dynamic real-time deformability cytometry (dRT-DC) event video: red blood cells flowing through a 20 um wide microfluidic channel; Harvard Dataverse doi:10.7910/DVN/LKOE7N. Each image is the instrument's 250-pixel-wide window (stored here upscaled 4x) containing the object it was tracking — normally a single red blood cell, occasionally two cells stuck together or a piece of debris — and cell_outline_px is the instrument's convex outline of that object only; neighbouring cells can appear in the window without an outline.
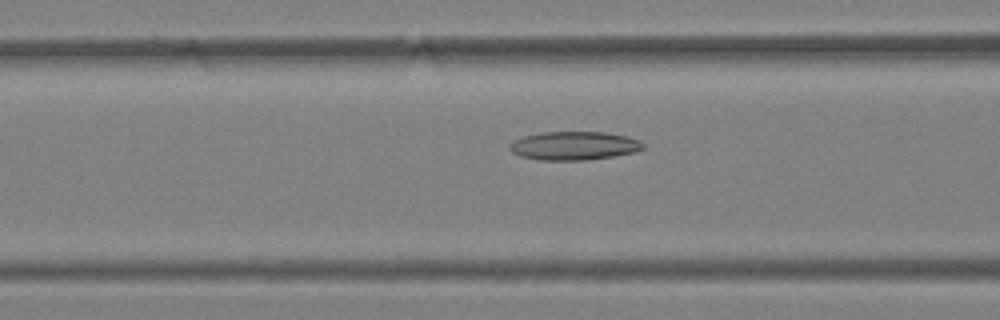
{"species": "Egyptian fruit bat (a non-hibernating species)", "species_latin": "Rousettus aegyptiacus", "temperature_condition": "warm", "stored_images_in_passage": 50, "camera_frame_rate_fps": 3000, "um_per_image_px": 0.085, "animal": {"sex": "female"}, "frame": {"image": 1, "passage_image": 21, "time_ms": 6.667, "image_size_px": [1000, 320], "cell_outline_px": [[644, 148], [636, 152], [588, 160], [540, 160], [520, 156], [512, 152], [508, 148], [508, 144], [524, 136], [540, 132], [604, 132], [628, 136], [640, 140], [644, 144]], "centroid_in_image_um": [48.8, 12.39], "position_along_channel_um": 117.8, "area_um2": 22.31}}
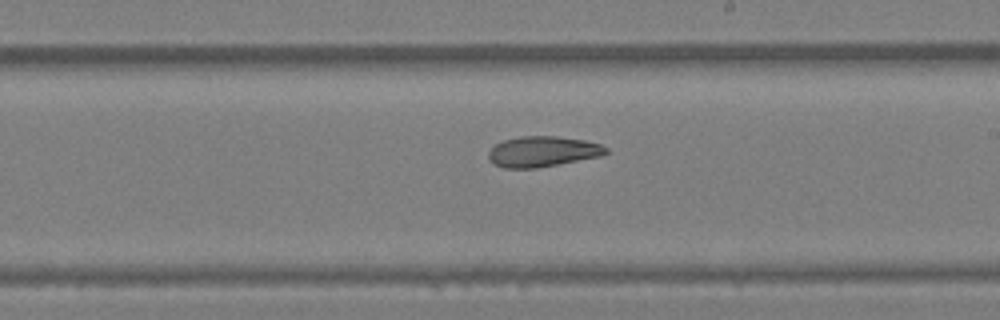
{"frame": {"image": 2, "passage_image": 30, "time_ms": 9.667, "image_size_px": [1000, 320], "cell_outline_px": [[608, 152], [600, 156], [536, 168], [504, 168], [492, 164], [488, 156], [488, 152], [496, 144], [504, 140], [524, 136], [556, 136], [584, 140], [600, 144], [608, 148]], "centroid_in_image_um": [46.11, 12.88], "position_along_channel_um": 242.9, "area_um2": 20.75}}
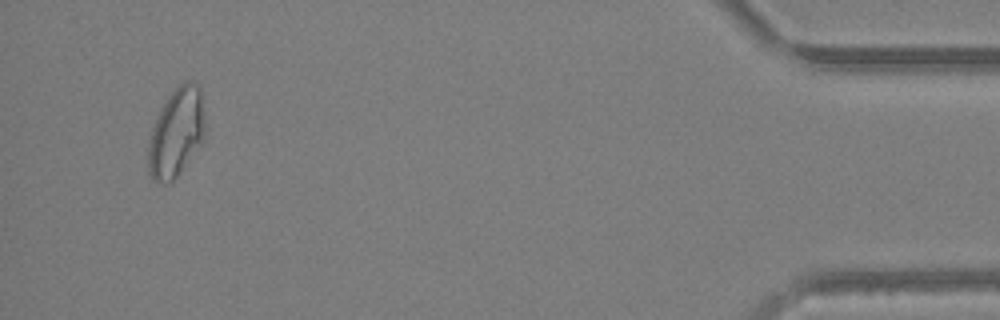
{"frame": {"image": 3, "passage_image": 48, "time_ms": 15.667, "image_size_px": [1000, 320], "cell_outline_px": [[204, 140], [176, 176], [168, 184], [156, 184], [152, 180], [148, 172], [148, 140], [152, 128], [168, 96], [184, 80], [192, 80], [200, 88], [204, 124]], "centroid_in_image_um": [14.96, 11.31], "position_along_channel_um": 420.2, "area_um2": 29.13}}